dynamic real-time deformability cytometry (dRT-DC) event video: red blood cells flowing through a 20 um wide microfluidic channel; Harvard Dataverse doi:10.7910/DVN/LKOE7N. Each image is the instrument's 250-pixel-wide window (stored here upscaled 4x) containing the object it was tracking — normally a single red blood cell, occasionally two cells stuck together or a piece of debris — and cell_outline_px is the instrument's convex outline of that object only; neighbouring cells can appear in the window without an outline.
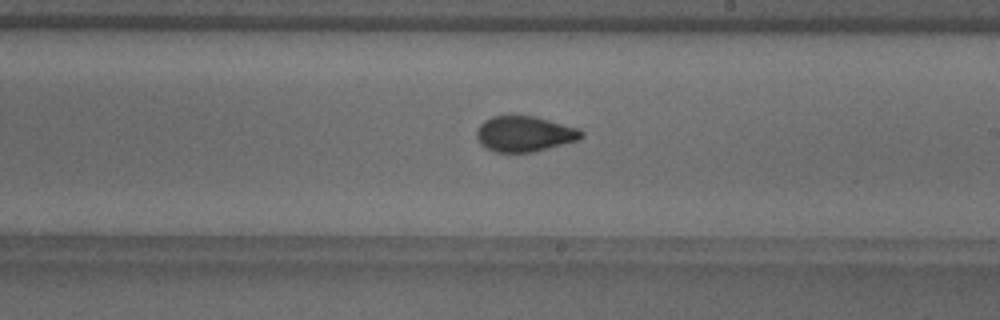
{"species": "common noctule bat (a hibernating species)", "species_latin": "Nyctalus noctula", "temperature_condition": "warm", "stored_images_in_passage": 38, "camera_frame_rate_fps": 3000, "um_per_image_px": 0.085, "animal": {"sex": "male", "body_mass_g": 18.8}, "frame": {"image": 1, "passage_image": 22, "time_ms": 7.0, "image_size_px": [1000, 320], "cell_outline_px": [[584, 136], [580, 140], [532, 152], [496, 152], [484, 148], [480, 144], [476, 136], [476, 132], [480, 124], [484, 120], [492, 116], [536, 116], [580, 128], [584, 132]], "centroid_in_image_um": [44.6, 11.38], "position_along_channel_um": 244.4, "area_um2": 21.96}, "authors_computed_cell_mechanics": {"area_um2": 21.9062, "velocity_mm_per_s": 3.8934, "shape_relaxation_time_tau1_ms": 3.5213, "shape_relaxation_time_tau2_ms": 1.0137, "deformation_change_tau1": 0.137, "deformation_change_tau2": 0.072}}